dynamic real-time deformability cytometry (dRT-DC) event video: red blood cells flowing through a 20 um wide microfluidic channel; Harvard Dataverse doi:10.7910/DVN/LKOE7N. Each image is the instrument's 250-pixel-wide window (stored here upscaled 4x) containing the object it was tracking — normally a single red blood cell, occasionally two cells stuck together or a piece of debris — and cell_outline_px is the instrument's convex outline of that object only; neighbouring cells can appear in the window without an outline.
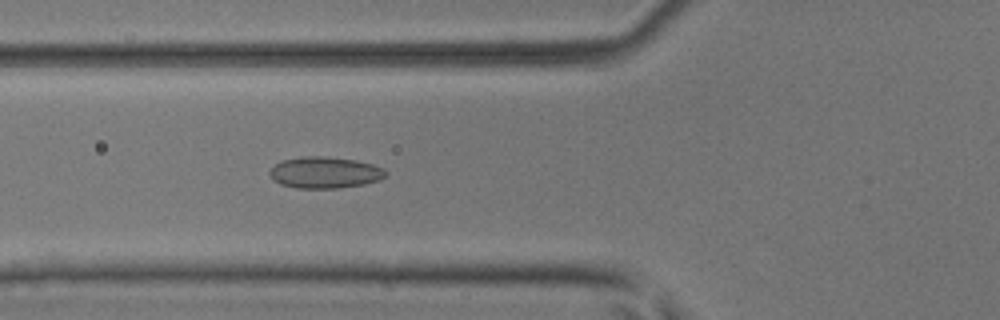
{"species": "common noctule bat (a hibernating species)", "species_latin": "Nyctalus noctula", "temperature_condition": "room temperature", "stored_images_in_passage": 6, "camera_frame_rate_fps": 3000, "um_per_image_px": 0.085, "animal": {"sex": "male", "body_mass_g": 17.9, "forearm_length_mm": 54.2}, "frame": {"image": 1, "passage_image": 6, "time_ms": 1.667, "image_size_px": [1000, 320], "cell_outline_px": [[388, 172], [380, 180], [364, 184], [336, 188], [296, 188], [280, 184], [272, 180], [268, 172], [280, 160], [300, 156], [324, 156], [356, 160], [372, 164], [384, 168]], "centroid_in_image_um": [27.59, 14.66], "position_along_channel_um": 98.2, "area_um2": 21.44}}